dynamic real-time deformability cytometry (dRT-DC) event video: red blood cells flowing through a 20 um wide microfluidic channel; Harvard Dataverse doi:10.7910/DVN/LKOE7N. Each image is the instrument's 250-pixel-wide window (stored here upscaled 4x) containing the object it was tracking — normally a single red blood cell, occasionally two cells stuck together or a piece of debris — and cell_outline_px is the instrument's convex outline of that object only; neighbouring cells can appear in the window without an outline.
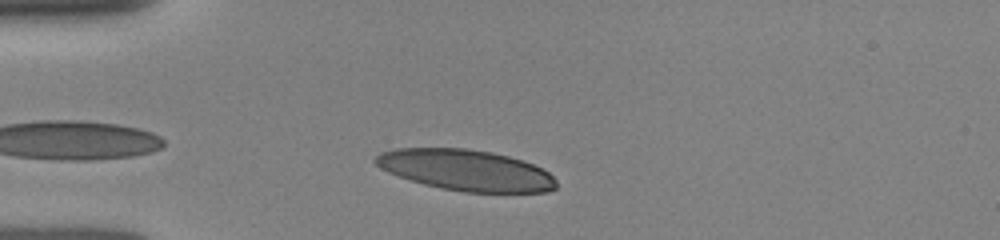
{"species": "human", "species_latin": "Homo sapiens", "temperature_condition": "room temperature", "stored_images_in_passage": 29, "camera_frame_rate_fps": 3000, "um_per_image_px": 0.085, "donor": {"sex": "female"}, "frame": {"image": 1, "passage_image": 4, "time_ms": 1.0, "image_size_px": [1000, 240], "cell_outline_px": [[556, 188], [548, 192], [464, 192], [440, 188], [424, 184], [388, 172], [380, 168], [372, 160], [380, 152], [396, 148], [464, 148], [492, 152], [508, 156], [532, 164], [548, 172], [556, 180]], "centroid_in_image_um": [39.58, 14.46], "position_along_channel_um": 45.4, "area_um2": 43.0}}
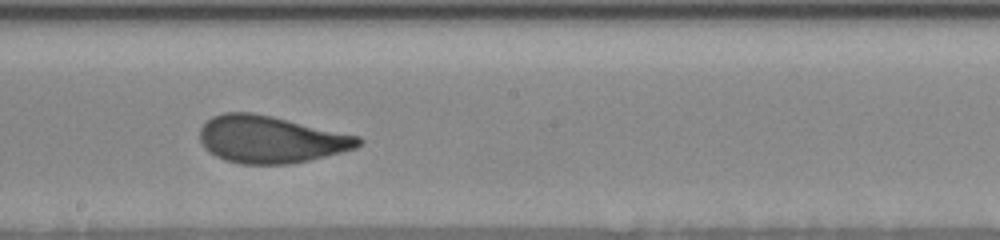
{"frame": {"image": 2, "passage_image": 17, "time_ms": 6.0, "image_size_px": [1000, 240], "cell_outline_px": [[364, 140], [356, 148], [292, 164], [240, 164], [224, 160], [208, 152], [204, 148], [200, 140], [200, 128], [212, 116], [224, 112], [252, 112], [272, 116], [360, 136]], "centroid_in_image_um": [22.98, 11.85], "position_along_channel_um": 225.2, "area_um2": 43.64}}
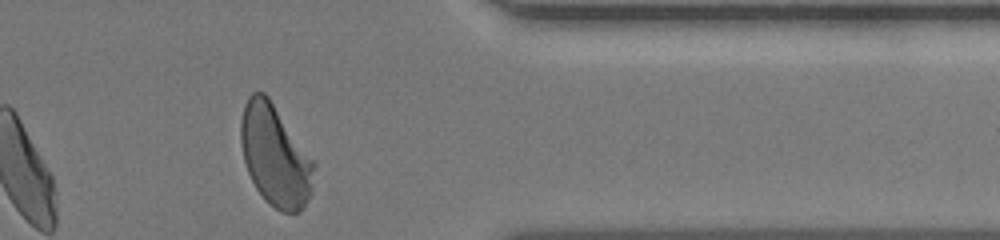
{"frame": {"image": 3, "passage_image": 28, "time_ms": 10.333, "image_size_px": [1000, 240], "cell_outline_px": [[316, 164], [312, 188], [308, 200], [304, 208], [300, 212], [280, 212], [268, 204], [264, 200], [256, 188], [248, 172], [244, 160], [240, 144], [240, 120], [244, 104], [248, 96], [252, 92], [264, 92], [268, 96]], "centroid_in_image_um": [23.37, 13.25], "position_along_channel_um": 388.0, "area_um2": 43.35}}